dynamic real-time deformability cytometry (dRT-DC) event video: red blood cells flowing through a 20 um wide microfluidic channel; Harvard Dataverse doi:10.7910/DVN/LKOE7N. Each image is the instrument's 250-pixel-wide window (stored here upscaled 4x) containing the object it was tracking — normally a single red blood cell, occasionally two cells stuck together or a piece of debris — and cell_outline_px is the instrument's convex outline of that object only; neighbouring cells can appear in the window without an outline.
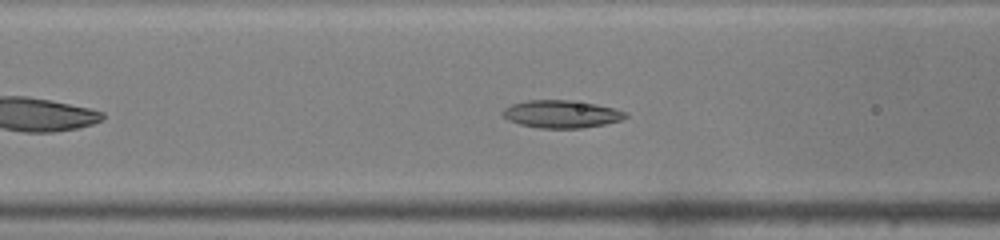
{"species": "common noctule bat (a hibernating species)", "species_latin": "Nyctalus noctula", "temperature_condition": "warm", "stored_images_in_passage": 34, "camera_frame_rate_fps": 3000, "um_per_image_px": 0.085, "animal": {"sex": "male", "body_mass_g": 19.0, "forearm_length_mm": 50.8}, "frame": {"image": 1, "passage_image": 11, "time_ms": 3.333, "image_size_px": [1000, 240], "cell_outline_px": [[628, 116], [620, 120], [604, 124], [580, 128], [540, 128], [520, 124], [508, 120], [500, 112], [504, 108], [512, 104], [528, 100], [572, 100], [596, 104], [616, 108], [628, 112]], "centroid_in_image_um": [47.73, 9.69], "position_along_channel_um": 118.9, "area_um2": 19.83}}
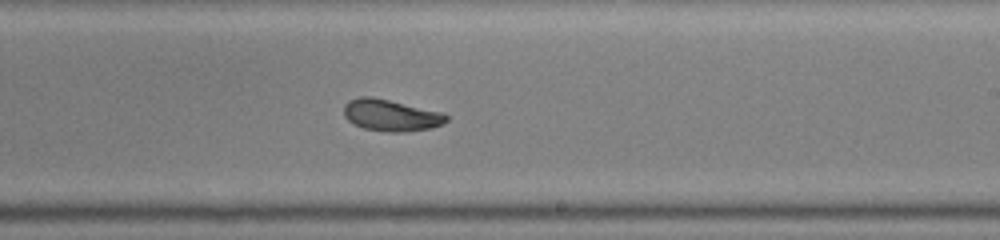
{"frame": {"image": 2, "passage_image": 21, "time_ms": 6.667, "image_size_px": [1000, 240], "cell_outline_px": [[448, 120], [440, 124], [428, 128], [404, 132], [388, 132], [364, 128], [352, 124], [344, 116], [344, 104], [348, 100], [360, 96], [372, 96], [444, 112], [448, 116]], "centroid_in_image_um": [33.2, 9.78], "position_along_channel_um": 255.8, "area_um2": 19.02}}
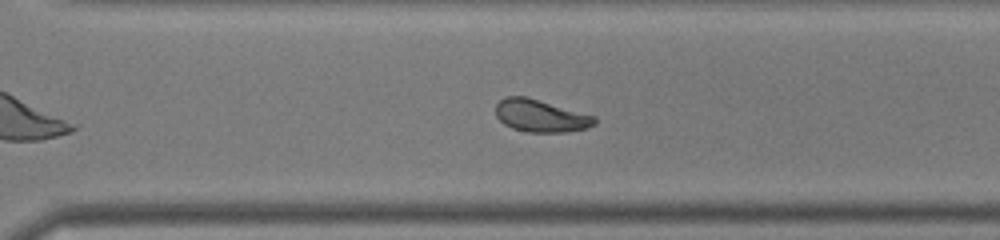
{"frame": {"image": 3, "passage_image": 26, "time_ms": 8.333, "image_size_px": [1000, 240], "cell_outline_px": [[596, 124], [588, 128], [568, 132], [528, 132], [512, 128], [504, 124], [496, 116], [496, 104], [504, 96], [528, 96], [596, 116]], "centroid_in_image_um": [45.97, 9.83], "position_along_channel_um": 324.6, "area_um2": 18.96}}